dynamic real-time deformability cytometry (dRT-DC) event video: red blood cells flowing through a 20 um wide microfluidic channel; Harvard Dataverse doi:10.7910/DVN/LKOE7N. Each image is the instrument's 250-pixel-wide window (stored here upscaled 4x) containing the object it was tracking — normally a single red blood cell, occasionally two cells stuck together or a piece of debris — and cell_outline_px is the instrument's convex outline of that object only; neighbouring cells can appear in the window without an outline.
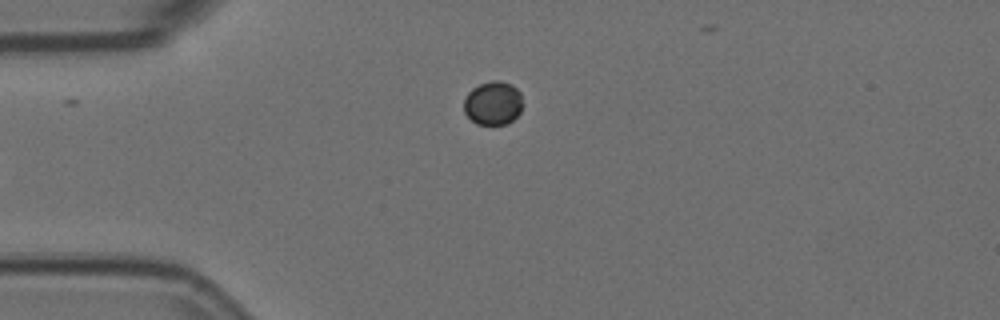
{"species": "Egyptian fruit bat (a non-hibernating species)", "species_latin": "Rousettus aegyptiacus", "temperature_condition": "room temperature", "stored_images_in_passage": 5, "camera_frame_rate_fps": 3000, "um_per_image_px": 0.085, "animal": {"sex": "female"}, "frame": {"image": 1, "passage_image": 5, "time_ms": 1.333, "image_size_px": [1000, 320], "cell_outline_px": [[524, 104], [520, 112], [508, 124], [476, 124], [464, 112], [464, 100], [468, 92], [472, 88], [480, 84], [492, 80], [500, 80], [512, 84], [520, 92]], "centroid_in_image_um": [41.93, 8.75], "position_along_channel_um": 43.1, "area_um2": 15.14}}